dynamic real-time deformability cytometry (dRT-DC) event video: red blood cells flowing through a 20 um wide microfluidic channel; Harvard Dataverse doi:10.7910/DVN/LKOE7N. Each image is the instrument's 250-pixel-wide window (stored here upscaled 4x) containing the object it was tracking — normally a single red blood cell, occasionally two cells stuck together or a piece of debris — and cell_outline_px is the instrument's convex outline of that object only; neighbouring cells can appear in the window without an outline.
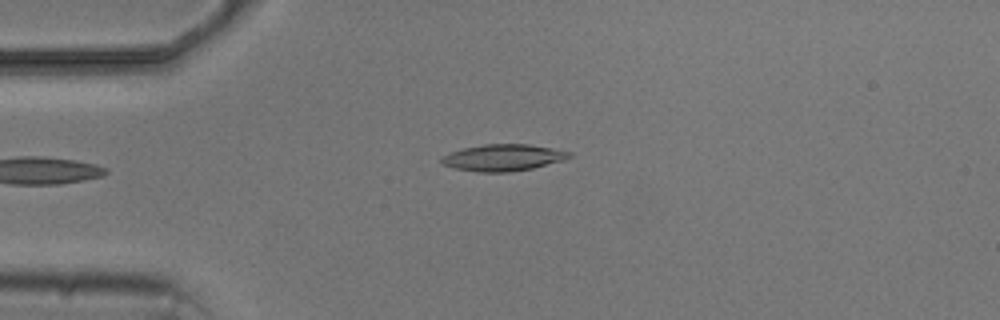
{"species": "common noctule bat (a hibernating species)", "species_latin": "Nyctalus noctula", "temperature_condition": "cold", "stored_images_in_passage": 3, "camera_frame_rate_fps": 3000, "um_per_image_px": 0.085, "animal": {"sex": "male", "body_mass_g": 20.5, "forearm_length_mm": 52.5}, "frame": {"image": 1, "passage_image": 3, "time_ms": 2.333, "image_size_px": [1000, 320], "cell_outline_px": [[572, 156], [564, 160], [532, 168], [508, 172], [480, 172], [456, 168], [444, 164], [440, 160], [440, 156], [464, 148], [484, 144], [528, 144], [572, 152]], "centroid_in_image_um": [42.78, 13.39], "position_along_channel_um": 42.2, "area_um2": 19.59}}